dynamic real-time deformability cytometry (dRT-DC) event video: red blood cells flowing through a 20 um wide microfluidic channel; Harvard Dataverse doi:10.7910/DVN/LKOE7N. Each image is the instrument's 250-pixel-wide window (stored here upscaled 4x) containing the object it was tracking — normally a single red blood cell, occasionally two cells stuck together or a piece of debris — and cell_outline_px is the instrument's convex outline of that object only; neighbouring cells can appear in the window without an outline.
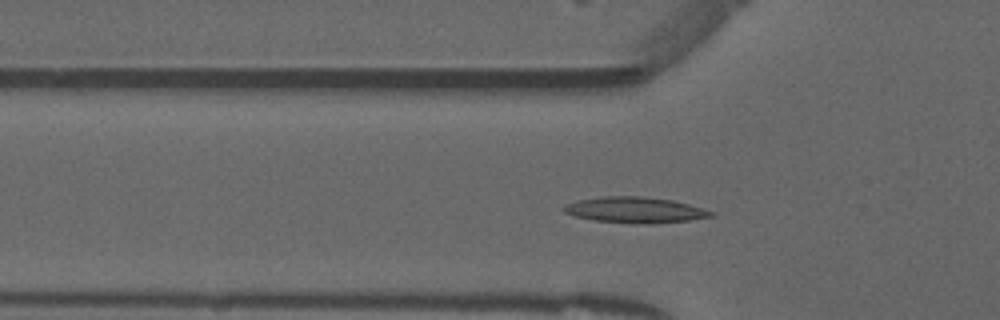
{"species": "common noctule bat (a hibernating species)", "species_latin": "Nyctalus noctula", "temperature_condition": "warm", "stored_images_in_passage": 44, "camera_frame_rate_fps": 3000, "um_per_image_px": 0.085, "animal": {"sex": "male", "forearm_length_mm": 52.5}, "frame": {"image": 1, "passage_image": 13, "time_ms": 4.0, "image_size_px": [1000, 320], "cell_outline_px": [[716, 216], [688, 220], [652, 224], [636, 224], [592, 220], [576, 216], [564, 212], [560, 208], [564, 204], [576, 200], [604, 196], [640, 196], [672, 200], [688, 204], [712, 212]], "centroid_in_image_um": [53.91, 17.85], "position_along_channel_um": 71.9, "area_um2": 22.25}}
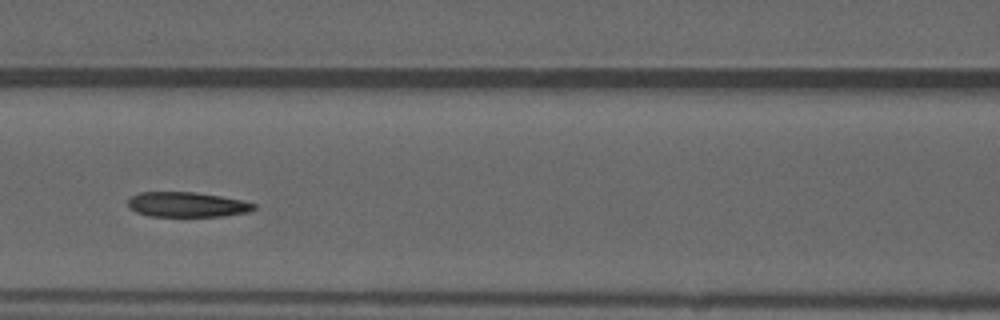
{"frame": {"image": 2, "passage_image": 19, "time_ms": 6.0, "image_size_px": [1000, 320], "cell_outline_px": [[256, 208], [248, 212], [224, 216], [148, 216], [136, 212], [128, 208], [128, 200], [132, 196], [140, 192], [196, 192], [220, 196], [240, 200], [256, 204]], "centroid_in_image_um": [15.87, 17.39], "position_along_channel_um": 150.7, "area_um2": 18.32}}